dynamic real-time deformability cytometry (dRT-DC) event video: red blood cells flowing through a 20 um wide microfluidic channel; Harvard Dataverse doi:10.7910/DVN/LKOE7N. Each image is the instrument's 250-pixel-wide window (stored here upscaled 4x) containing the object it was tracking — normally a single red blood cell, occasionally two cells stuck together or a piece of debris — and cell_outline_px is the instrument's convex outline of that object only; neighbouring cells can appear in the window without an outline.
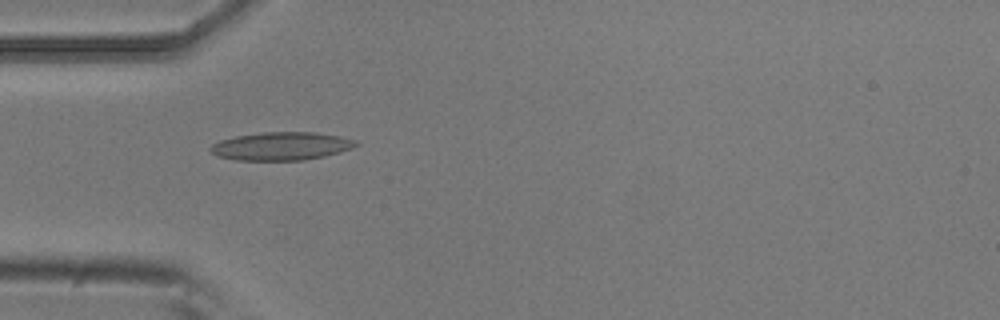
{"species": "common noctule bat (a hibernating species)", "species_latin": "Nyctalus noctula", "temperature_condition": "room temperature", "stored_images_in_passage": 5, "camera_frame_rate_fps": 3000, "um_per_image_px": 0.085, "animal": {"sex": "male", "body_mass_g": 20.5, "forearm_length_mm": 52.5}, "frame": {"image": 1, "passage_image": 4, "time_ms": 1.0, "image_size_px": [1000, 320], "cell_outline_px": [[360, 144], [352, 148], [340, 152], [324, 156], [304, 160], [236, 160], [216, 156], [208, 148], [212, 144], [220, 140], [236, 136], [264, 132], [316, 132], [340, 136], [356, 140]], "centroid_in_image_um": [23.92, 12.42], "position_along_channel_um": 61.1, "area_um2": 23.93}}
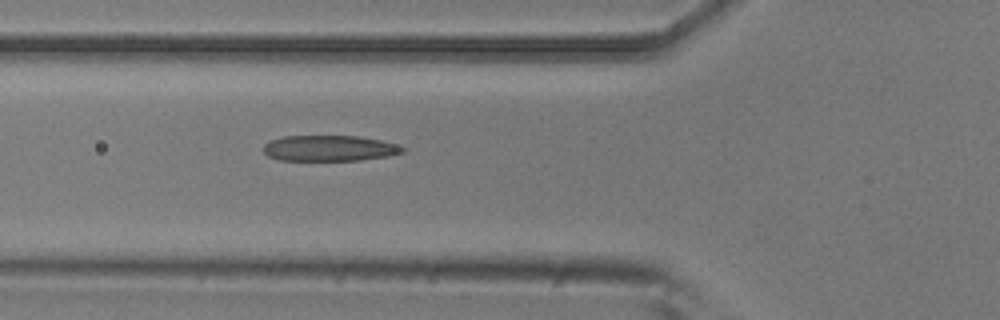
{"frame": {"image": 2, "passage_image": 5, "time_ms": 1.333, "image_size_px": [1000, 320], "cell_outline_px": [[404, 152], [388, 156], [360, 160], [280, 160], [268, 156], [264, 152], [264, 144], [272, 140], [284, 136], [356, 136], [380, 140], [396, 144], [404, 148]], "centroid_in_image_um": [28.0, 12.6], "position_along_channel_um": 97.8, "area_um2": 20.69}}